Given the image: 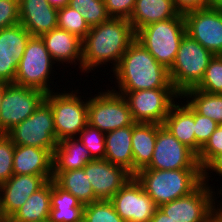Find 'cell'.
I'll use <instances>...</instances> for the list:
<instances>
[{
	"label": "cell",
	"instance_id": "1",
	"mask_svg": "<svg viewBox=\"0 0 222 222\" xmlns=\"http://www.w3.org/2000/svg\"><path fill=\"white\" fill-rule=\"evenodd\" d=\"M135 39L136 33L128 19L110 18L90 27L82 40V72L89 73L108 62L113 65L112 72Z\"/></svg>",
	"mask_w": 222,
	"mask_h": 222
},
{
	"label": "cell",
	"instance_id": "2",
	"mask_svg": "<svg viewBox=\"0 0 222 222\" xmlns=\"http://www.w3.org/2000/svg\"><path fill=\"white\" fill-rule=\"evenodd\" d=\"M117 85L115 92H130L156 88H174L169 70L158 63L149 51L136 39L123 54L112 71ZM113 88V89H112Z\"/></svg>",
	"mask_w": 222,
	"mask_h": 222
},
{
	"label": "cell",
	"instance_id": "3",
	"mask_svg": "<svg viewBox=\"0 0 222 222\" xmlns=\"http://www.w3.org/2000/svg\"><path fill=\"white\" fill-rule=\"evenodd\" d=\"M134 177L159 207L193 192L203 182V171L141 169Z\"/></svg>",
	"mask_w": 222,
	"mask_h": 222
},
{
	"label": "cell",
	"instance_id": "4",
	"mask_svg": "<svg viewBox=\"0 0 222 222\" xmlns=\"http://www.w3.org/2000/svg\"><path fill=\"white\" fill-rule=\"evenodd\" d=\"M185 35L184 16L179 13L175 18L154 22L139 29L136 32V40L158 63L169 70Z\"/></svg>",
	"mask_w": 222,
	"mask_h": 222
},
{
	"label": "cell",
	"instance_id": "5",
	"mask_svg": "<svg viewBox=\"0 0 222 222\" xmlns=\"http://www.w3.org/2000/svg\"><path fill=\"white\" fill-rule=\"evenodd\" d=\"M214 54L187 34L183 37L169 76L174 89L182 95L202 80Z\"/></svg>",
	"mask_w": 222,
	"mask_h": 222
},
{
	"label": "cell",
	"instance_id": "6",
	"mask_svg": "<svg viewBox=\"0 0 222 222\" xmlns=\"http://www.w3.org/2000/svg\"><path fill=\"white\" fill-rule=\"evenodd\" d=\"M55 63L41 37L31 36L18 61L14 84L39 89L45 94L55 91L50 88Z\"/></svg>",
	"mask_w": 222,
	"mask_h": 222
},
{
	"label": "cell",
	"instance_id": "7",
	"mask_svg": "<svg viewBox=\"0 0 222 222\" xmlns=\"http://www.w3.org/2000/svg\"><path fill=\"white\" fill-rule=\"evenodd\" d=\"M63 92L53 91L45 96L52 108L57 142L77 137L88 124V97L82 100L78 89Z\"/></svg>",
	"mask_w": 222,
	"mask_h": 222
},
{
	"label": "cell",
	"instance_id": "8",
	"mask_svg": "<svg viewBox=\"0 0 222 222\" xmlns=\"http://www.w3.org/2000/svg\"><path fill=\"white\" fill-rule=\"evenodd\" d=\"M212 188L202 182L190 194L164 203L158 208L176 222H213L222 210V201H216L218 198Z\"/></svg>",
	"mask_w": 222,
	"mask_h": 222
},
{
	"label": "cell",
	"instance_id": "9",
	"mask_svg": "<svg viewBox=\"0 0 222 222\" xmlns=\"http://www.w3.org/2000/svg\"><path fill=\"white\" fill-rule=\"evenodd\" d=\"M126 100L135 123L163 125L171 107L180 94L174 88H156L148 90L116 92ZM175 99V101H174Z\"/></svg>",
	"mask_w": 222,
	"mask_h": 222
},
{
	"label": "cell",
	"instance_id": "10",
	"mask_svg": "<svg viewBox=\"0 0 222 222\" xmlns=\"http://www.w3.org/2000/svg\"><path fill=\"white\" fill-rule=\"evenodd\" d=\"M6 135L15 145L43 148L53 154L57 141L51 105L44 99L31 116L11 128Z\"/></svg>",
	"mask_w": 222,
	"mask_h": 222
},
{
	"label": "cell",
	"instance_id": "11",
	"mask_svg": "<svg viewBox=\"0 0 222 222\" xmlns=\"http://www.w3.org/2000/svg\"><path fill=\"white\" fill-rule=\"evenodd\" d=\"M88 97V124L106 133L134 123L124 97L106 89Z\"/></svg>",
	"mask_w": 222,
	"mask_h": 222
},
{
	"label": "cell",
	"instance_id": "12",
	"mask_svg": "<svg viewBox=\"0 0 222 222\" xmlns=\"http://www.w3.org/2000/svg\"><path fill=\"white\" fill-rule=\"evenodd\" d=\"M46 94L29 87L9 83L0 107V134H6L15 125L31 116Z\"/></svg>",
	"mask_w": 222,
	"mask_h": 222
},
{
	"label": "cell",
	"instance_id": "13",
	"mask_svg": "<svg viewBox=\"0 0 222 222\" xmlns=\"http://www.w3.org/2000/svg\"><path fill=\"white\" fill-rule=\"evenodd\" d=\"M143 169L176 170L202 169L197 155L182 144L164 126L157 124V138L150 164Z\"/></svg>",
	"mask_w": 222,
	"mask_h": 222
},
{
	"label": "cell",
	"instance_id": "14",
	"mask_svg": "<svg viewBox=\"0 0 222 222\" xmlns=\"http://www.w3.org/2000/svg\"><path fill=\"white\" fill-rule=\"evenodd\" d=\"M183 16L186 34L214 55H222V8L206 7Z\"/></svg>",
	"mask_w": 222,
	"mask_h": 222
},
{
	"label": "cell",
	"instance_id": "15",
	"mask_svg": "<svg viewBox=\"0 0 222 222\" xmlns=\"http://www.w3.org/2000/svg\"><path fill=\"white\" fill-rule=\"evenodd\" d=\"M110 201L125 222H150L158 208L134 176Z\"/></svg>",
	"mask_w": 222,
	"mask_h": 222
},
{
	"label": "cell",
	"instance_id": "16",
	"mask_svg": "<svg viewBox=\"0 0 222 222\" xmlns=\"http://www.w3.org/2000/svg\"><path fill=\"white\" fill-rule=\"evenodd\" d=\"M94 195L98 200H110L133 175L106 159H94L84 166Z\"/></svg>",
	"mask_w": 222,
	"mask_h": 222
},
{
	"label": "cell",
	"instance_id": "17",
	"mask_svg": "<svg viewBox=\"0 0 222 222\" xmlns=\"http://www.w3.org/2000/svg\"><path fill=\"white\" fill-rule=\"evenodd\" d=\"M30 37L20 23L0 30V80L14 83L18 61Z\"/></svg>",
	"mask_w": 222,
	"mask_h": 222
},
{
	"label": "cell",
	"instance_id": "18",
	"mask_svg": "<svg viewBox=\"0 0 222 222\" xmlns=\"http://www.w3.org/2000/svg\"><path fill=\"white\" fill-rule=\"evenodd\" d=\"M47 181L40 175L14 174L0 185V213L11 217Z\"/></svg>",
	"mask_w": 222,
	"mask_h": 222
},
{
	"label": "cell",
	"instance_id": "19",
	"mask_svg": "<svg viewBox=\"0 0 222 222\" xmlns=\"http://www.w3.org/2000/svg\"><path fill=\"white\" fill-rule=\"evenodd\" d=\"M20 24L31 36H41L57 28L58 9L47 0H19Z\"/></svg>",
	"mask_w": 222,
	"mask_h": 222
},
{
	"label": "cell",
	"instance_id": "20",
	"mask_svg": "<svg viewBox=\"0 0 222 222\" xmlns=\"http://www.w3.org/2000/svg\"><path fill=\"white\" fill-rule=\"evenodd\" d=\"M53 154L43 148L15 145L13 173L40 175L46 181L53 179Z\"/></svg>",
	"mask_w": 222,
	"mask_h": 222
},
{
	"label": "cell",
	"instance_id": "21",
	"mask_svg": "<svg viewBox=\"0 0 222 222\" xmlns=\"http://www.w3.org/2000/svg\"><path fill=\"white\" fill-rule=\"evenodd\" d=\"M53 61L62 63H77L82 72V39L65 30L55 28L40 36ZM61 62V63H60Z\"/></svg>",
	"mask_w": 222,
	"mask_h": 222
},
{
	"label": "cell",
	"instance_id": "22",
	"mask_svg": "<svg viewBox=\"0 0 222 222\" xmlns=\"http://www.w3.org/2000/svg\"><path fill=\"white\" fill-rule=\"evenodd\" d=\"M184 103L176 102L171 107L163 125L195 153V110L187 102Z\"/></svg>",
	"mask_w": 222,
	"mask_h": 222
},
{
	"label": "cell",
	"instance_id": "23",
	"mask_svg": "<svg viewBox=\"0 0 222 222\" xmlns=\"http://www.w3.org/2000/svg\"><path fill=\"white\" fill-rule=\"evenodd\" d=\"M132 125L105 133V159L133 175Z\"/></svg>",
	"mask_w": 222,
	"mask_h": 222
},
{
	"label": "cell",
	"instance_id": "24",
	"mask_svg": "<svg viewBox=\"0 0 222 222\" xmlns=\"http://www.w3.org/2000/svg\"><path fill=\"white\" fill-rule=\"evenodd\" d=\"M178 14L173 0H136L128 20L136 33L146 25L175 18Z\"/></svg>",
	"mask_w": 222,
	"mask_h": 222
},
{
	"label": "cell",
	"instance_id": "25",
	"mask_svg": "<svg viewBox=\"0 0 222 222\" xmlns=\"http://www.w3.org/2000/svg\"><path fill=\"white\" fill-rule=\"evenodd\" d=\"M91 160L89 150L77 137L65 138L54 149L53 171L82 169Z\"/></svg>",
	"mask_w": 222,
	"mask_h": 222
},
{
	"label": "cell",
	"instance_id": "26",
	"mask_svg": "<svg viewBox=\"0 0 222 222\" xmlns=\"http://www.w3.org/2000/svg\"><path fill=\"white\" fill-rule=\"evenodd\" d=\"M84 204L51 180V210L49 222H81Z\"/></svg>",
	"mask_w": 222,
	"mask_h": 222
},
{
	"label": "cell",
	"instance_id": "27",
	"mask_svg": "<svg viewBox=\"0 0 222 222\" xmlns=\"http://www.w3.org/2000/svg\"><path fill=\"white\" fill-rule=\"evenodd\" d=\"M156 138L157 124H132L133 176L150 164Z\"/></svg>",
	"mask_w": 222,
	"mask_h": 222
},
{
	"label": "cell",
	"instance_id": "28",
	"mask_svg": "<svg viewBox=\"0 0 222 222\" xmlns=\"http://www.w3.org/2000/svg\"><path fill=\"white\" fill-rule=\"evenodd\" d=\"M51 210V180L31 194L25 204L11 217L21 222H40L49 220Z\"/></svg>",
	"mask_w": 222,
	"mask_h": 222
},
{
	"label": "cell",
	"instance_id": "29",
	"mask_svg": "<svg viewBox=\"0 0 222 222\" xmlns=\"http://www.w3.org/2000/svg\"><path fill=\"white\" fill-rule=\"evenodd\" d=\"M53 180L84 205L98 201L83 168L70 171H53Z\"/></svg>",
	"mask_w": 222,
	"mask_h": 222
},
{
	"label": "cell",
	"instance_id": "30",
	"mask_svg": "<svg viewBox=\"0 0 222 222\" xmlns=\"http://www.w3.org/2000/svg\"><path fill=\"white\" fill-rule=\"evenodd\" d=\"M181 99L186 100L198 114L211 118L218 124L222 123V94H209L191 88L180 96Z\"/></svg>",
	"mask_w": 222,
	"mask_h": 222
},
{
	"label": "cell",
	"instance_id": "31",
	"mask_svg": "<svg viewBox=\"0 0 222 222\" xmlns=\"http://www.w3.org/2000/svg\"><path fill=\"white\" fill-rule=\"evenodd\" d=\"M68 6L81 13L89 27L99 25L111 18L104 0H69Z\"/></svg>",
	"mask_w": 222,
	"mask_h": 222
},
{
	"label": "cell",
	"instance_id": "32",
	"mask_svg": "<svg viewBox=\"0 0 222 222\" xmlns=\"http://www.w3.org/2000/svg\"><path fill=\"white\" fill-rule=\"evenodd\" d=\"M57 28L72 33L82 40L90 31L81 13L68 5L58 9Z\"/></svg>",
	"mask_w": 222,
	"mask_h": 222
},
{
	"label": "cell",
	"instance_id": "33",
	"mask_svg": "<svg viewBox=\"0 0 222 222\" xmlns=\"http://www.w3.org/2000/svg\"><path fill=\"white\" fill-rule=\"evenodd\" d=\"M84 222H125L110 200H98L84 206Z\"/></svg>",
	"mask_w": 222,
	"mask_h": 222
},
{
	"label": "cell",
	"instance_id": "34",
	"mask_svg": "<svg viewBox=\"0 0 222 222\" xmlns=\"http://www.w3.org/2000/svg\"><path fill=\"white\" fill-rule=\"evenodd\" d=\"M195 88L209 94H222V55L213 56Z\"/></svg>",
	"mask_w": 222,
	"mask_h": 222
},
{
	"label": "cell",
	"instance_id": "35",
	"mask_svg": "<svg viewBox=\"0 0 222 222\" xmlns=\"http://www.w3.org/2000/svg\"><path fill=\"white\" fill-rule=\"evenodd\" d=\"M77 138L90 152V158L105 159V133L87 124Z\"/></svg>",
	"mask_w": 222,
	"mask_h": 222
},
{
	"label": "cell",
	"instance_id": "36",
	"mask_svg": "<svg viewBox=\"0 0 222 222\" xmlns=\"http://www.w3.org/2000/svg\"><path fill=\"white\" fill-rule=\"evenodd\" d=\"M15 144L6 134H0V185L10 179L13 173Z\"/></svg>",
	"mask_w": 222,
	"mask_h": 222
},
{
	"label": "cell",
	"instance_id": "37",
	"mask_svg": "<svg viewBox=\"0 0 222 222\" xmlns=\"http://www.w3.org/2000/svg\"><path fill=\"white\" fill-rule=\"evenodd\" d=\"M222 153V123L210 136L206 144L200 149L197 161L202 170L219 154Z\"/></svg>",
	"mask_w": 222,
	"mask_h": 222
},
{
	"label": "cell",
	"instance_id": "38",
	"mask_svg": "<svg viewBox=\"0 0 222 222\" xmlns=\"http://www.w3.org/2000/svg\"><path fill=\"white\" fill-rule=\"evenodd\" d=\"M218 123L211 118L202 116L195 111V154L206 144L210 136L217 129Z\"/></svg>",
	"mask_w": 222,
	"mask_h": 222
},
{
	"label": "cell",
	"instance_id": "39",
	"mask_svg": "<svg viewBox=\"0 0 222 222\" xmlns=\"http://www.w3.org/2000/svg\"><path fill=\"white\" fill-rule=\"evenodd\" d=\"M19 23V0H0V30Z\"/></svg>",
	"mask_w": 222,
	"mask_h": 222
},
{
	"label": "cell",
	"instance_id": "40",
	"mask_svg": "<svg viewBox=\"0 0 222 222\" xmlns=\"http://www.w3.org/2000/svg\"><path fill=\"white\" fill-rule=\"evenodd\" d=\"M104 3L111 18L129 19L136 0H104Z\"/></svg>",
	"mask_w": 222,
	"mask_h": 222
},
{
	"label": "cell",
	"instance_id": "41",
	"mask_svg": "<svg viewBox=\"0 0 222 222\" xmlns=\"http://www.w3.org/2000/svg\"><path fill=\"white\" fill-rule=\"evenodd\" d=\"M173 3L180 14L208 7L207 0H173Z\"/></svg>",
	"mask_w": 222,
	"mask_h": 222
},
{
	"label": "cell",
	"instance_id": "42",
	"mask_svg": "<svg viewBox=\"0 0 222 222\" xmlns=\"http://www.w3.org/2000/svg\"><path fill=\"white\" fill-rule=\"evenodd\" d=\"M203 182L209 185V174L214 171L217 175L222 176V153L217 155L203 170ZM212 171V172H210Z\"/></svg>",
	"mask_w": 222,
	"mask_h": 222
},
{
	"label": "cell",
	"instance_id": "43",
	"mask_svg": "<svg viewBox=\"0 0 222 222\" xmlns=\"http://www.w3.org/2000/svg\"><path fill=\"white\" fill-rule=\"evenodd\" d=\"M150 222H176V221L167 216L162 210L157 208Z\"/></svg>",
	"mask_w": 222,
	"mask_h": 222
},
{
	"label": "cell",
	"instance_id": "44",
	"mask_svg": "<svg viewBox=\"0 0 222 222\" xmlns=\"http://www.w3.org/2000/svg\"><path fill=\"white\" fill-rule=\"evenodd\" d=\"M47 1L51 6L57 9L68 5V2H69V0H47Z\"/></svg>",
	"mask_w": 222,
	"mask_h": 222
},
{
	"label": "cell",
	"instance_id": "45",
	"mask_svg": "<svg viewBox=\"0 0 222 222\" xmlns=\"http://www.w3.org/2000/svg\"><path fill=\"white\" fill-rule=\"evenodd\" d=\"M207 3L210 8H222V0H207Z\"/></svg>",
	"mask_w": 222,
	"mask_h": 222
},
{
	"label": "cell",
	"instance_id": "46",
	"mask_svg": "<svg viewBox=\"0 0 222 222\" xmlns=\"http://www.w3.org/2000/svg\"><path fill=\"white\" fill-rule=\"evenodd\" d=\"M9 83L3 80H0V107L2 102V97L4 95L5 89Z\"/></svg>",
	"mask_w": 222,
	"mask_h": 222
},
{
	"label": "cell",
	"instance_id": "47",
	"mask_svg": "<svg viewBox=\"0 0 222 222\" xmlns=\"http://www.w3.org/2000/svg\"><path fill=\"white\" fill-rule=\"evenodd\" d=\"M213 222H222V210L217 214Z\"/></svg>",
	"mask_w": 222,
	"mask_h": 222
},
{
	"label": "cell",
	"instance_id": "48",
	"mask_svg": "<svg viewBox=\"0 0 222 222\" xmlns=\"http://www.w3.org/2000/svg\"><path fill=\"white\" fill-rule=\"evenodd\" d=\"M5 222H21V221H16L12 217H9V218L5 219ZM40 222H49V220H44V221H40Z\"/></svg>",
	"mask_w": 222,
	"mask_h": 222
},
{
	"label": "cell",
	"instance_id": "49",
	"mask_svg": "<svg viewBox=\"0 0 222 222\" xmlns=\"http://www.w3.org/2000/svg\"><path fill=\"white\" fill-rule=\"evenodd\" d=\"M0 222H5V219L2 217L1 213H0Z\"/></svg>",
	"mask_w": 222,
	"mask_h": 222
}]
</instances>
